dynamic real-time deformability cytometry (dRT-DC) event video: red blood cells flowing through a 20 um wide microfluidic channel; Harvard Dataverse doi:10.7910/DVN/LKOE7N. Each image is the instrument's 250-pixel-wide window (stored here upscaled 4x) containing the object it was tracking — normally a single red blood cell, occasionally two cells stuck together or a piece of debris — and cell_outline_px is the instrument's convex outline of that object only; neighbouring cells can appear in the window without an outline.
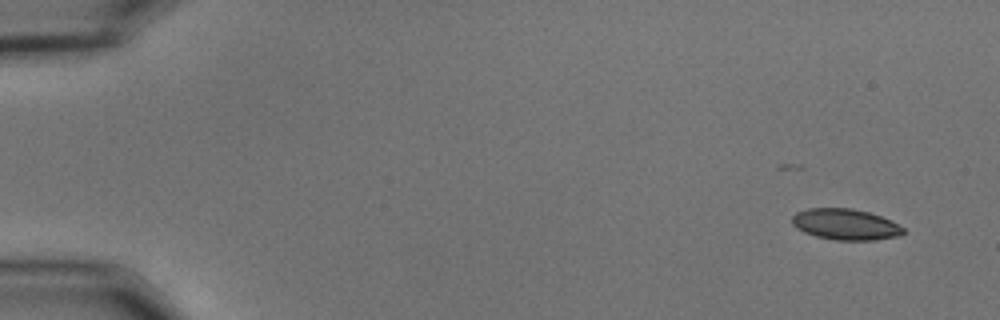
{"species": "common noctule bat (a hibernating species)", "species_latin": "Nyctalus noctula", "temperature_condition": "cold", "stored_images_in_passage": 22, "camera_frame_rate_fps": 3000, "um_per_image_px": 0.085, "animal": {"sex": "male", "body_mass_g": 15.6}, "frame": {"image": 1, "passage_image": 1, "time_ms": 0.0, "image_size_px": [1000, 320], "cell_outline_px": [[904, 232], [900, 236], [876, 240], [836, 240], [816, 236], [804, 232], [796, 228], [792, 224], [792, 216], [796, 212], [808, 208], [852, 208], [868, 212], [880, 216], [904, 228]], "centroid_in_image_um": [71.83, 19.07], "position_along_channel_um": 13.2, "area_um2": 20.06}}
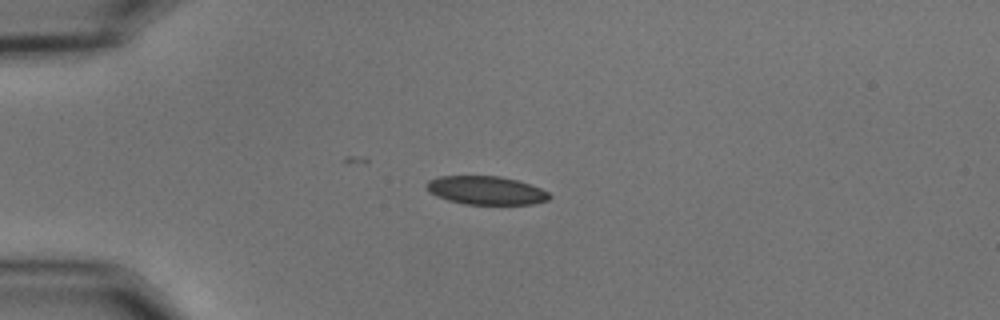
{"frame": {"image": 2, "passage_image": 12, "time_ms": 3.667, "image_size_px": [1000, 320], "cell_outline_px": [[552, 196], [548, 200], [532, 204], [464, 204], [448, 200], [436, 196], [428, 192], [428, 180], [440, 176], [500, 176], [516, 180], [540, 188], [548, 192]], "centroid_in_image_um": [41.31, 16.18], "position_along_channel_um": 43.7, "area_um2": 20.23}}